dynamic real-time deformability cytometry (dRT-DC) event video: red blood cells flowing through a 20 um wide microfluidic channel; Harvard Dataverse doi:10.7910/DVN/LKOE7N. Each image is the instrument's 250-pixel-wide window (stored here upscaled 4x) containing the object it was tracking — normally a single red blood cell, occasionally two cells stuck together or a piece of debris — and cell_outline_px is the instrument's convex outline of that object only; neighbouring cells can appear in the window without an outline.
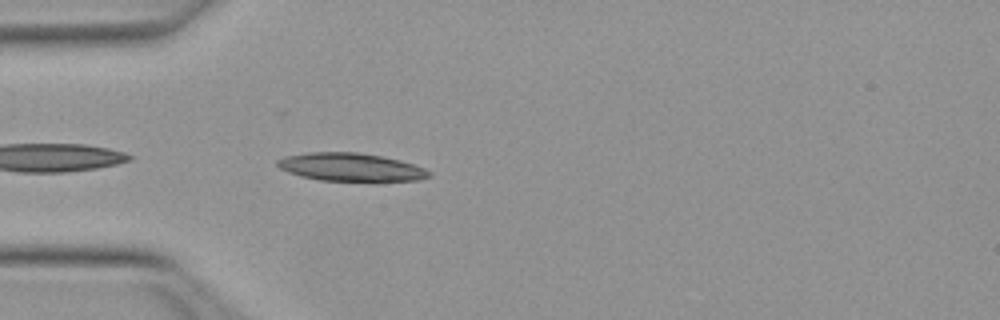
{"species": "Egyptian fruit bat (a non-hibernating species)", "species_latin": "Rousettus aegyptiacus", "temperature_condition": "warm", "stored_images_in_passage": 10, "camera_frame_rate_fps": 3000, "um_per_image_px": 0.085, "animal": {"sex": "female"}, "frame": {"image": 1, "passage_image": 2, "time_ms": 0.333, "image_size_px": [1000, 320], "cell_outline_px": [[432, 176], [416, 180], [376, 184], [320, 180], [300, 176], [288, 172], [280, 168], [276, 164], [276, 160], [284, 156], [308, 152], [356, 152], [380, 156], [400, 160], [424, 168], [432, 172]], "centroid_in_image_um": [29.86, 14.26], "position_along_channel_um": 55.1, "area_um2": 25.89}}
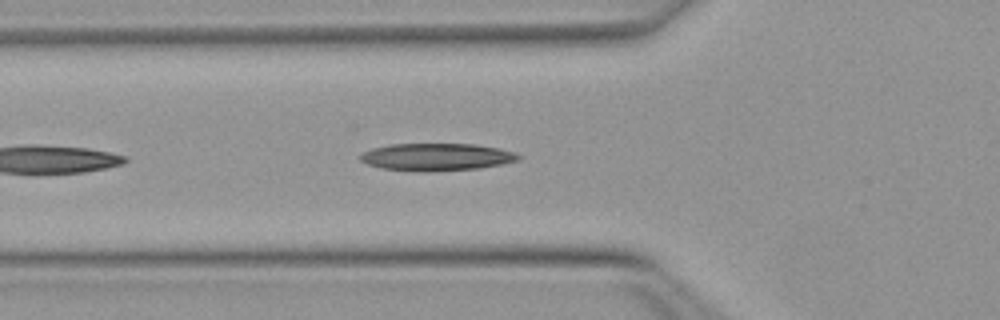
{"frame": {"image": 2, "passage_image": 5, "time_ms": 1.333, "image_size_px": [1000, 320], "cell_outline_px": [[524, 156], [520, 160], [504, 164], [480, 168], [432, 172], [420, 172], [380, 168], [368, 164], [360, 160], [360, 152], [372, 148], [388, 144], [476, 144], [500, 148], [516, 152]], "centroid_in_image_um": [37.15, 13.35], "position_along_channel_um": 88.6, "area_um2": 25.84}}